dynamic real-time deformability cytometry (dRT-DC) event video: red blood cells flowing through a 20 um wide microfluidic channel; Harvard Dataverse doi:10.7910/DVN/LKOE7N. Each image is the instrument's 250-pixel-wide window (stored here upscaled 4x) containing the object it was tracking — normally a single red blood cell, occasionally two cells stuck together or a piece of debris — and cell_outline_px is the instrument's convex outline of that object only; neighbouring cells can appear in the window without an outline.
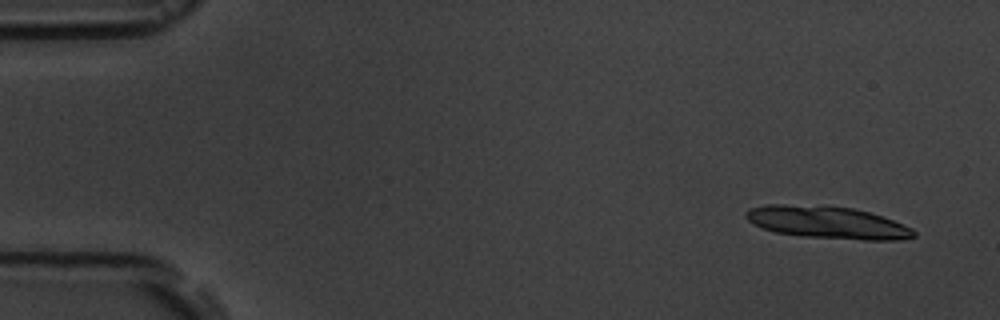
{"species": "common noctule bat (a hibernating species)", "species_latin": "Nyctalus noctula", "temperature_condition": "room temperature", "stored_images_in_passage": 5, "camera_frame_rate_fps": 3000, "um_per_image_px": 0.085, "animal": {"sex": "male", "body_mass_g": 19.5, "forearm_length_mm": 54.6}, "frame": {"image": 1, "passage_image": 1, "time_ms": 0.0, "image_size_px": [1000, 320], "cell_outline_px": [[916, 236], [900, 240], [864, 240], [804, 236], [776, 232], [752, 224], [744, 216], [744, 212], [748, 208], [768, 204], [784, 204], [852, 208], [868, 212], [892, 220], [912, 228], [916, 232]], "centroid_in_image_um": [70.3, 18.91], "position_along_channel_um": 14.7, "area_um2": 31.33}}
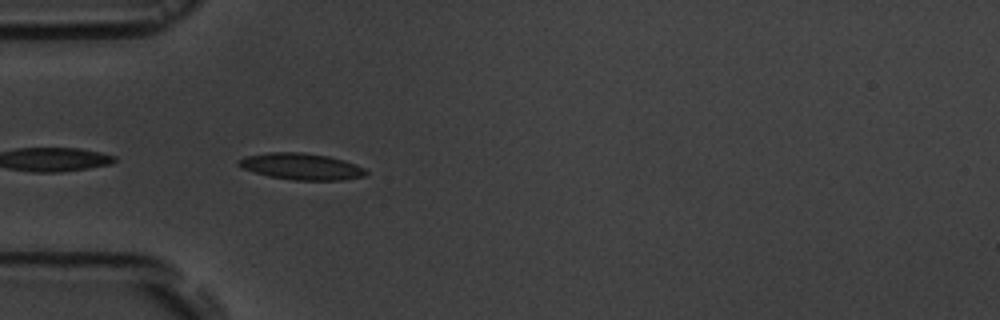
{"frame": {"image": 2, "passage_image": 5, "time_ms": 4.667, "image_size_px": [1000, 320], "cell_outline_px": [[368, 172], [364, 176], [340, 180], [292, 180], [268, 176], [240, 168], [236, 164], [236, 160], [248, 156], [268, 152], [304, 152], [328, 156], [344, 160], [356, 164], [364, 168]], "centroid_in_image_um": [25.58, 14.14], "position_along_channel_um": 59.4, "area_um2": 19.77}}